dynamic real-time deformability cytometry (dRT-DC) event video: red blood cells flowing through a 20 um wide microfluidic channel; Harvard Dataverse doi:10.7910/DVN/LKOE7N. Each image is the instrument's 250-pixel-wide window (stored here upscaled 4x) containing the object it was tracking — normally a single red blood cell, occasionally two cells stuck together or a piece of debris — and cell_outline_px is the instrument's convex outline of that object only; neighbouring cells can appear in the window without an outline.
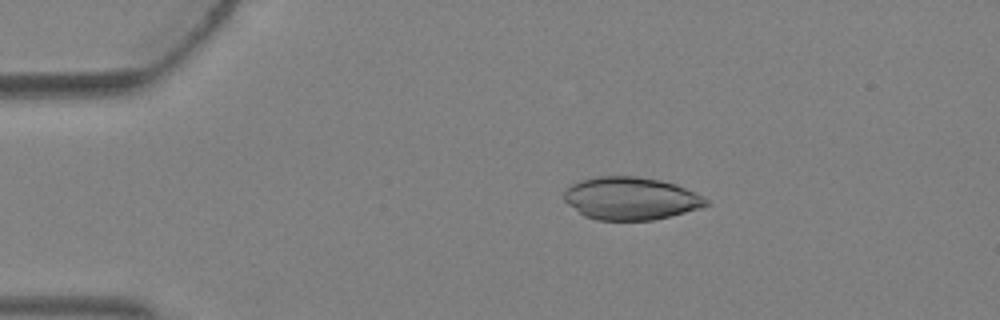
{"species": "Egyptian fruit bat (a non-hibernating species)", "species_latin": "Rousettus aegyptiacus", "temperature_condition": "warm", "stored_images_in_passage": 3, "camera_frame_rate_fps": 3000, "um_per_image_px": 0.085, "animal": {"sex": "female"}, "frame": {"image": 1, "passage_image": 2, "time_ms": 0.333, "image_size_px": [1000, 320], "cell_outline_px": [[712, 204], [700, 208], [652, 220], [596, 220], [584, 216], [568, 204], [564, 200], [564, 192], [572, 184], [580, 180], [596, 176], [636, 176], [660, 180], [676, 184], [708, 200]], "centroid_in_image_um": [53.59, 16.86], "position_along_channel_um": 31.4, "area_um2": 35.14}}